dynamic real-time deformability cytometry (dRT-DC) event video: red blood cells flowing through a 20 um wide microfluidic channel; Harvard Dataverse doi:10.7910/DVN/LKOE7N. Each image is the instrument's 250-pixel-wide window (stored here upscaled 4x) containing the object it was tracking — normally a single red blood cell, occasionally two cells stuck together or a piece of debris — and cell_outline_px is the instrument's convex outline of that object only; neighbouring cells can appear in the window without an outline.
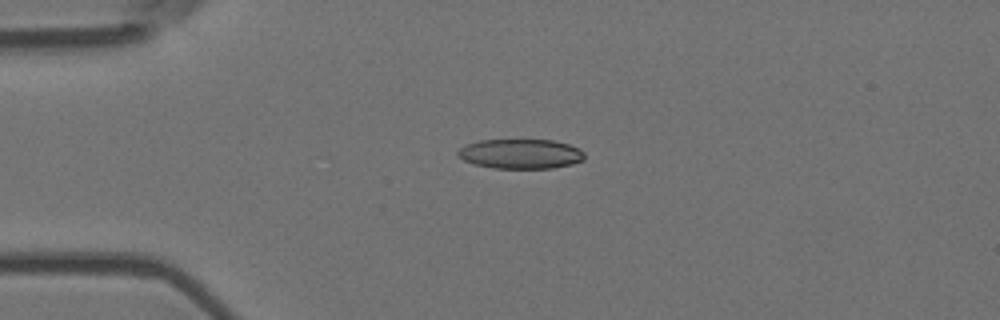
{"species": "Egyptian fruit bat (a non-hibernating species)", "species_latin": "Rousettus aegyptiacus", "temperature_condition": "room temperature", "stored_images_in_passage": 4, "camera_frame_rate_fps": 3000, "um_per_image_px": 0.085, "animal": {"sex": "female"}, "frame": {"image": 1, "passage_image": 3, "time_ms": 0.667, "image_size_px": [1000, 320], "cell_outline_px": [[584, 160], [572, 164], [552, 168], [492, 168], [476, 164], [464, 160], [456, 156], [456, 152], [464, 144], [480, 140], [552, 140], [568, 144], [580, 148], [584, 152]], "centroid_in_image_um": [44.24, 13.07], "position_along_channel_um": 40.8, "area_um2": 22.02}}